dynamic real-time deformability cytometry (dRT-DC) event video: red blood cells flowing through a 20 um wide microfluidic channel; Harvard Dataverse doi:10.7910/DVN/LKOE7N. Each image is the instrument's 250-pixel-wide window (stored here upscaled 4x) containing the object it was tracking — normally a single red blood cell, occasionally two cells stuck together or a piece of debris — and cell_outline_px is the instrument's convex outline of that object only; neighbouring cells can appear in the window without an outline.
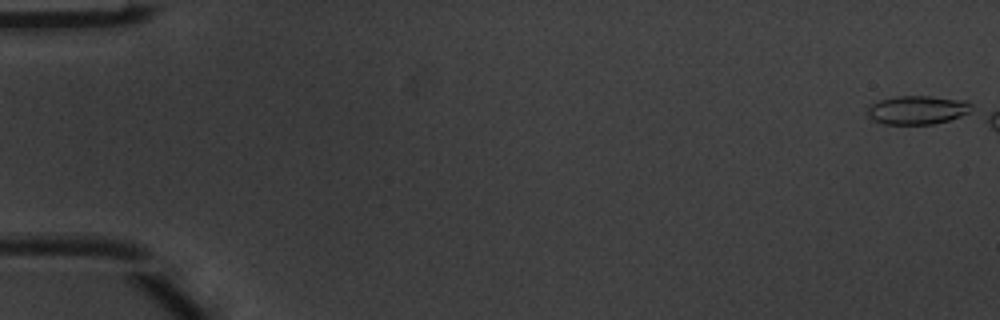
{"species": "common noctule bat (a hibernating species)", "species_latin": "Nyctalus noctula", "temperature_condition": "warm", "stored_images_in_passage": 12, "camera_frame_rate_fps": 3000, "um_per_image_px": 0.085, "animal": {"sex": "male", "body_mass_g": 20.1, "forearm_length_mm": 53.5}, "frame": {"image": 1, "passage_image": 1, "time_ms": 0.0, "image_size_px": [1000, 320], "cell_outline_px": [[972, 108], [968, 112], [960, 116], [948, 120], [932, 124], [884, 124], [872, 120], [868, 116], [868, 108], [872, 104], [880, 100], [896, 96], [932, 96], [968, 100], [972, 104]], "centroid_in_image_um": [77.99, 9.34], "position_along_channel_um": 7.0, "area_um2": 17.4}}